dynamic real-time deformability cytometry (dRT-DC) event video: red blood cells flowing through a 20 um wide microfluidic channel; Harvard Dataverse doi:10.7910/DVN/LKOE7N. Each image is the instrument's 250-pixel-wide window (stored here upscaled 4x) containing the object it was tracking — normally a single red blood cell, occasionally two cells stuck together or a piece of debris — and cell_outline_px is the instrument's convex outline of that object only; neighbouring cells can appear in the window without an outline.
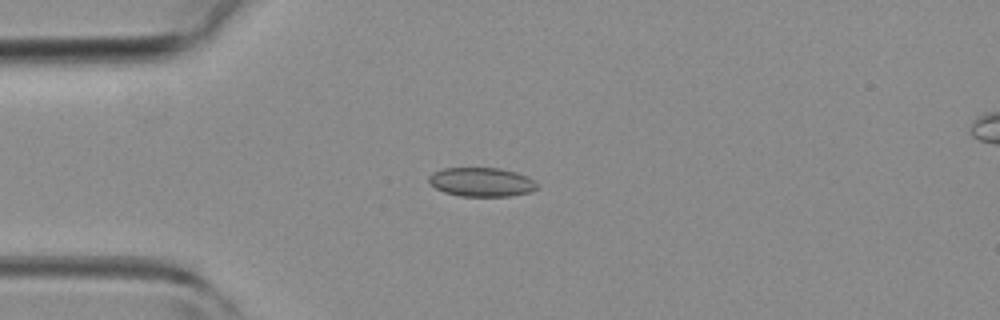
{"species": "common noctule bat (a hibernating species)", "species_latin": "Nyctalus noctula", "temperature_condition": "room temperature", "stored_images_in_passage": 3, "segment_of_instrument_passage": [1, 2], "camera_frame_rate_fps": 3000, "um_per_image_px": 0.085, "animal": {"sex": "female", "body_mass_g": 19.3, "forearm_length_mm": 54.1}, "frame": {"image": 1, "passage_image": 2, "time_ms": 1.0, "image_size_px": [1000, 320], "cell_outline_px": [[536, 188], [528, 192], [508, 196], [460, 196], [444, 192], [436, 188], [428, 180], [428, 176], [432, 172], [444, 168], [500, 168], [516, 172], [528, 176], [536, 184]], "centroid_in_image_um": [40.89, 15.46], "position_along_channel_um": 44.1, "area_um2": 18.15}}